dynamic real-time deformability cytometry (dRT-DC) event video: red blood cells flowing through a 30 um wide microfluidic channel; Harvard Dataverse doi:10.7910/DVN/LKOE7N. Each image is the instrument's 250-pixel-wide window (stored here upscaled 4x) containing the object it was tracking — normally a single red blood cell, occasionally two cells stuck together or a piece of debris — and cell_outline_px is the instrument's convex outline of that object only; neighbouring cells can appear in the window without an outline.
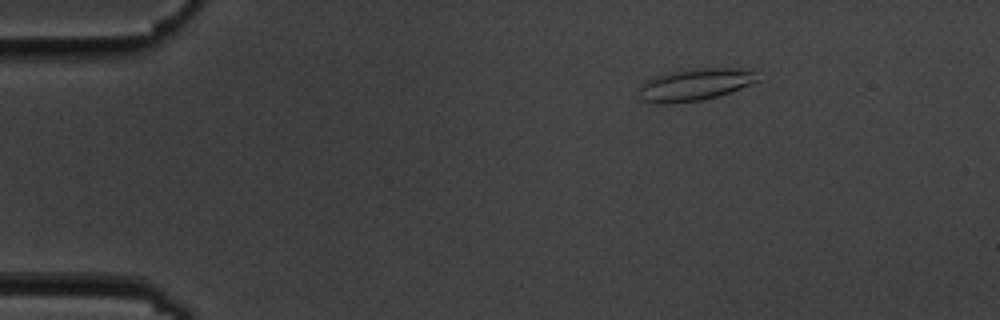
{"species": "common noctule bat (a hibernating species)", "species_latin": "Nyctalus noctula", "temperature_condition": "cold", "stored_images_in_passage": 15, "camera_frame_rate_fps": 3000, "um_per_image_px": 0.085, "animal": {"sex": "male", "body_mass_g": 19.5, "forearm_length_mm": 54.6}, "frame": {"image": 1, "passage_image": 3, "time_ms": 2.333, "image_size_px": [1000, 320], "cell_outline_px": [[760, 80], [752, 84], [716, 96], [700, 100], [668, 104], [656, 104], [640, 100], [640, 84], [656, 76], [672, 72], [704, 68], [752, 68], [756, 72]], "centroid_in_image_um": [59.1, 7.19], "position_along_channel_um": 25.9, "area_um2": 22.08}}
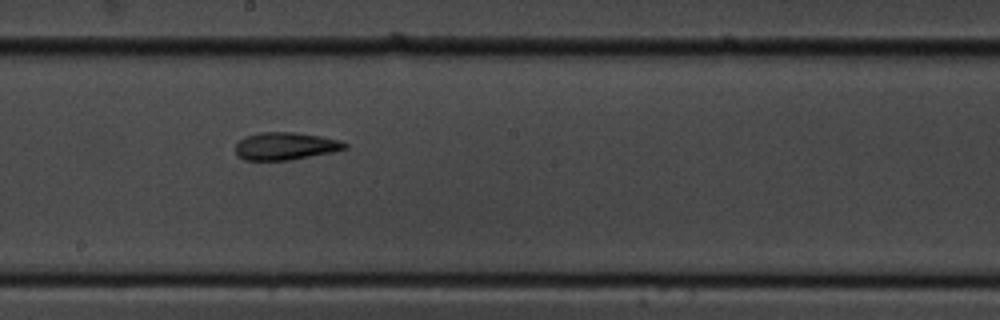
{"frame": {"image": 2, "passage_image": 9, "time_ms": 10.0, "image_size_px": [1000, 320], "cell_outline_px": [[348, 148], [332, 152], [292, 160], [244, 160], [236, 156], [236, 144], [244, 136], [260, 132], [296, 132], [320, 136], [340, 140], [348, 144]], "centroid_in_image_um": [24.26, 12.42], "position_along_channel_um": 223.9, "area_um2": 17.74}}
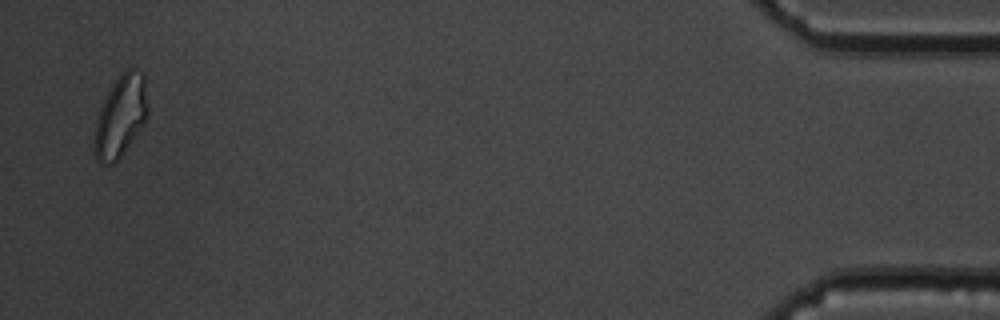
{"frame": {"image": 3, "passage_image": 15, "time_ms": 18.0, "image_size_px": [1000, 320], "cell_outline_px": [[148, 112], [144, 124], [120, 156], [112, 164], [100, 164], [96, 160], [96, 124], [100, 108], [112, 84], [128, 68], [132, 68], [144, 72], [148, 108]], "centroid_in_image_um": [10.29, 9.84], "position_along_channel_um": 424.9, "area_um2": 24.74}, "authors_computed_cell_mechanics": {"area_um2": 18.785, "velocity_mm_per_s": 3.5282, "shape_relaxation_time_tau1_ms": 3.8299, "shape_relaxation_time_tau2_ms": 2.8745, "deformation_change_tau1": 0.1157, "deformation_change_tau2": 0.0897}}